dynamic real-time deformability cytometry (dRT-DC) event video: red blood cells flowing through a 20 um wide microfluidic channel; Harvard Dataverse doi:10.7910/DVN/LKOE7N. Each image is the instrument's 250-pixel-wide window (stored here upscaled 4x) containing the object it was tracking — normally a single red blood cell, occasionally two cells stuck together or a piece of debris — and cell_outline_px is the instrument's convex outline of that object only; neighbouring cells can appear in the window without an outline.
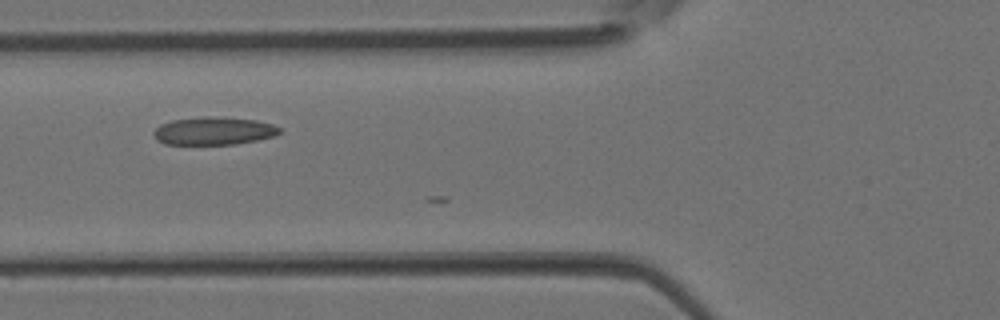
{"species": "Egyptian fruit bat (a non-hibernating species)", "species_latin": "Rousettus aegyptiacus", "temperature_condition": "room temperature", "stored_images_in_passage": 3, "camera_frame_rate_fps": 3000, "um_per_image_px": 0.085, "animal": {"sex": "female"}, "frame": {"image": 1, "passage_image": 2, "time_ms": 0.333, "image_size_px": [1000, 320], "cell_outline_px": [[280, 132], [276, 136], [236, 144], [164, 144], [156, 140], [152, 136], [152, 132], [160, 124], [172, 120], [204, 116], [208, 116], [256, 120], [272, 124], [280, 128]], "centroid_in_image_um": [18.13, 11.13], "position_along_channel_um": 107.7, "area_um2": 20.52}}